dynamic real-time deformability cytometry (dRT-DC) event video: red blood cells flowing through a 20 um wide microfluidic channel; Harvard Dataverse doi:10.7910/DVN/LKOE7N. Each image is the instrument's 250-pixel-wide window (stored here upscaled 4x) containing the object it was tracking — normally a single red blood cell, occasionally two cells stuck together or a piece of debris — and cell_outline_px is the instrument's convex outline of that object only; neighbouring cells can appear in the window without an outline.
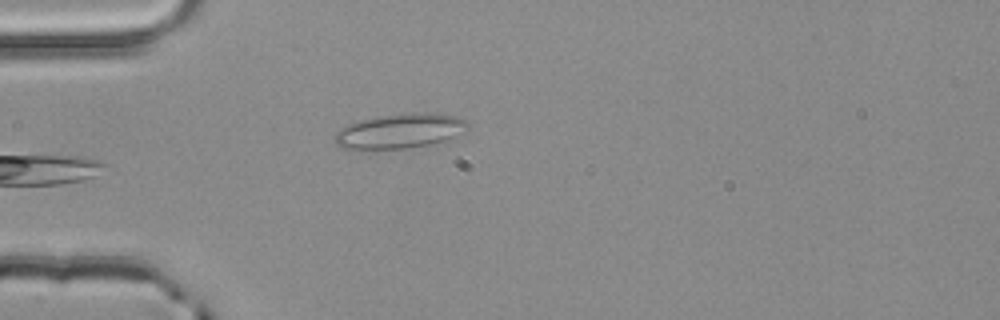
{"species": "common noctule bat (a hibernating species)", "species_latin": "Nyctalus noctula", "temperature_condition": "room temperature", "stored_images_in_passage": 4, "camera_frame_rate_fps": 3000, "um_per_image_px": 0.085, "animal": {"sex": "male", "body_mass_g": 20.4}, "frame": {"image": 1, "passage_image": 4, "time_ms": 1.0, "image_size_px": [1000, 320], "cell_outline_px": [[468, 132], [452, 140], [412, 148], [344, 148], [336, 144], [336, 132], [340, 128], [348, 124], [360, 120], [404, 112], [432, 112], [456, 116], [468, 120]], "centroid_in_image_um": [34.15, 11.12], "position_along_channel_um": 50.9, "area_um2": 27.34}}